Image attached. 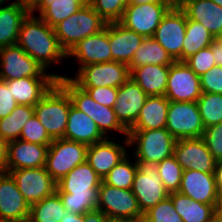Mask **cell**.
<instances>
[{
	"instance_id": "cell-1",
	"label": "cell",
	"mask_w": 222,
	"mask_h": 222,
	"mask_svg": "<svg viewBox=\"0 0 222 222\" xmlns=\"http://www.w3.org/2000/svg\"><path fill=\"white\" fill-rule=\"evenodd\" d=\"M101 182L102 178L85 161L56 183V192L67 212L85 214L96 209Z\"/></svg>"
},
{
	"instance_id": "cell-2",
	"label": "cell",
	"mask_w": 222,
	"mask_h": 222,
	"mask_svg": "<svg viewBox=\"0 0 222 222\" xmlns=\"http://www.w3.org/2000/svg\"><path fill=\"white\" fill-rule=\"evenodd\" d=\"M16 44L45 71L51 63L61 62V59L67 58L54 28L30 13L21 23Z\"/></svg>"
},
{
	"instance_id": "cell-3",
	"label": "cell",
	"mask_w": 222,
	"mask_h": 222,
	"mask_svg": "<svg viewBox=\"0 0 222 222\" xmlns=\"http://www.w3.org/2000/svg\"><path fill=\"white\" fill-rule=\"evenodd\" d=\"M57 83L68 93L72 105L90 116L104 136L106 133L108 134L109 130H115L128 136V131L117 120L113 108L95 102L87 91L77 86L71 78L61 75V78L57 79Z\"/></svg>"
},
{
	"instance_id": "cell-4",
	"label": "cell",
	"mask_w": 222,
	"mask_h": 222,
	"mask_svg": "<svg viewBox=\"0 0 222 222\" xmlns=\"http://www.w3.org/2000/svg\"><path fill=\"white\" fill-rule=\"evenodd\" d=\"M68 93L56 83L34 106V114L54 139L64 138L70 105Z\"/></svg>"
},
{
	"instance_id": "cell-5",
	"label": "cell",
	"mask_w": 222,
	"mask_h": 222,
	"mask_svg": "<svg viewBox=\"0 0 222 222\" xmlns=\"http://www.w3.org/2000/svg\"><path fill=\"white\" fill-rule=\"evenodd\" d=\"M106 24L88 3L53 28L61 47L68 53L82 39L103 30Z\"/></svg>"
},
{
	"instance_id": "cell-6",
	"label": "cell",
	"mask_w": 222,
	"mask_h": 222,
	"mask_svg": "<svg viewBox=\"0 0 222 222\" xmlns=\"http://www.w3.org/2000/svg\"><path fill=\"white\" fill-rule=\"evenodd\" d=\"M125 145H134L135 161H146L158 164L163 159L174 155L176 139L166 128L128 131Z\"/></svg>"
},
{
	"instance_id": "cell-7",
	"label": "cell",
	"mask_w": 222,
	"mask_h": 222,
	"mask_svg": "<svg viewBox=\"0 0 222 222\" xmlns=\"http://www.w3.org/2000/svg\"><path fill=\"white\" fill-rule=\"evenodd\" d=\"M88 146L65 138L54 139L48 147L45 168L57 183L74 167L86 161Z\"/></svg>"
},
{
	"instance_id": "cell-8",
	"label": "cell",
	"mask_w": 222,
	"mask_h": 222,
	"mask_svg": "<svg viewBox=\"0 0 222 222\" xmlns=\"http://www.w3.org/2000/svg\"><path fill=\"white\" fill-rule=\"evenodd\" d=\"M137 172L132 184V192L144 214L157 203L165 200L169 193L165 190L158 174L157 164L136 161Z\"/></svg>"
},
{
	"instance_id": "cell-9",
	"label": "cell",
	"mask_w": 222,
	"mask_h": 222,
	"mask_svg": "<svg viewBox=\"0 0 222 222\" xmlns=\"http://www.w3.org/2000/svg\"><path fill=\"white\" fill-rule=\"evenodd\" d=\"M166 129L176 140L201 138L205 126L197 102L170 101Z\"/></svg>"
},
{
	"instance_id": "cell-10",
	"label": "cell",
	"mask_w": 222,
	"mask_h": 222,
	"mask_svg": "<svg viewBox=\"0 0 222 222\" xmlns=\"http://www.w3.org/2000/svg\"><path fill=\"white\" fill-rule=\"evenodd\" d=\"M186 26V14L176 4L164 15L152 36L174 61H183V43Z\"/></svg>"
},
{
	"instance_id": "cell-11",
	"label": "cell",
	"mask_w": 222,
	"mask_h": 222,
	"mask_svg": "<svg viewBox=\"0 0 222 222\" xmlns=\"http://www.w3.org/2000/svg\"><path fill=\"white\" fill-rule=\"evenodd\" d=\"M76 74L71 80L80 88H119L130 78L128 65L116 61L85 65Z\"/></svg>"
},
{
	"instance_id": "cell-12",
	"label": "cell",
	"mask_w": 222,
	"mask_h": 222,
	"mask_svg": "<svg viewBox=\"0 0 222 222\" xmlns=\"http://www.w3.org/2000/svg\"><path fill=\"white\" fill-rule=\"evenodd\" d=\"M96 209L108 217L143 220L137 199L132 190L109 186L103 181L98 189Z\"/></svg>"
},
{
	"instance_id": "cell-13",
	"label": "cell",
	"mask_w": 222,
	"mask_h": 222,
	"mask_svg": "<svg viewBox=\"0 0 222 222\" xmlns=\"http://www.w3.org/2000/svg\"><path fill=\"white\" fill-rule=\"evenodd\" d=\"M176 4L146 3L127 5L123 17L119 22L144 38L152 37L164 15Z\"/></svg>"
},
{
	"instance_id": "cell-14",
	"label": "cell",
	"mask_w": 222,
	"mask_h": 222,
	"mask_svg": "<svg viewBox=\"0 0 222 222\" xmlns=\"http://www.w3.org/2000/svg\"><path fill=\"white\" fill-rule=\"evenodd\" d=\"M0 80L8 81L23 77H56L61 76L56 74H47L46 71L22 48L13 44L7 47L0 48Z\"/></svg>"
},
{
	"instance_id": "cell-15",
	"label": "cell",
	"mask_w": 222,
	"mask_h": 222,
	"mask_svg": "<svg viewBox=\"0 0 222 222\" xmlns=\"http://www.w3.org/2000/svg\"><path fill=\"white\" fill-rule=\"evenodd\" d=\"M202 94L200 76L184 61L170 65L165 96L169 101L196 102Z\"/></svg>"
},
{
	"instance_id": "cell-16",
	"label": "cell",
	"mask_w": 222,
	"mask_h": 222,
	"mask_svg": "<svg viewBox=\"0 0 222 222\" xmlns=\"http://www.w3.org/2000/svg\"><path fill=\"white\" fill-rule=\"evenodd\" d=\"M8 173L29 205L41 201L56 191V182L45 167L9 170Z\"/></svg>"
},
{
	"instance_id": "cell-17",
	"label": "cell",
	"mask_w": 222,
	"mask_h": 222,
	"mask_svg": "<svg viewBox=\"0 0 222 222\" xmlns=\"http://www.w3.org/2000/svg\"><path fill=\"white\" fill-rule=\"evenodd\" d=\"M174 156L183 171L214 173L217 161L202 138L178 139L174 147Z\"/></svg>"
},
{
	"instance_id": "cell-18",
	"label": "cell",
	"mask_w": 222,
	"mask_h": 222,
	"mask_svg": "<svg viewBox=\"0 0 222 222\" xmlns=\"http://www.w3.org/2000/svg\"><path fill=\"white\" fill-rule=\"evenodd\" d=\"M30 205L8 172L0 173V222H28Z\"/></svg>"
},
{
	"instance_id": "cell-19",
	"label": "cell",
	"mask_w": 222,
	"mask_h": 222,
	"mask_svg": "<svg viewBox=\"0 0 222 222\" xmlns=\"http://www.w3.org/2000/svg\"><path fill=\"white\" fill-rule=\"evenodd\" d=\"M148 96L139 85L129 78L119 88L114 111L120 124L129 131L137 121L140 109Z\"/></svg>"
},
{
	"instance_id": "cell-20",
	"label": "cell",
	"mask_w": 222,
	"mask_h": 222,
	"mask_svg": "<svg viewBox=\"0 0 222 222\" xmlns=\"http://www.w3.org/2000/svg\"><path fill=\"white\" fill-rule=\"evenodd\" d=\"M78 59L80 67L90 64L112 62L111 47L108 37V23L100 32L79 41L68 53L67 57Z\"/></svg>"
},
{
	"instance_id": "cell-21",
	"label": "cell",
	"mask_w": 222,
	"mask_h": 222,
	"mask_svg": "<svg viewBox=\"0 0 222 222\" xmlns=\"http://www.w3.org/2000/svg\"><path fill=\"white\" fill-rule=\"evenodd\" d=\"M178 192L203 204L218 205L219 193L214 173L197 170L183 171Z\"/></svg>"
},
{
	"instance_id": "cell-22",
	"label": "cell",
	"mask_w": 222,
	"mask_h": 222,
	"mask_svg": "<svg viewBox=\"0 0 222 222\" xmlns=\"http://www.w3.org/2000/svg\"><path fill=\"white\" fill-rule=\"evenodd\" d=\"M48 147L49 145H40L20 139L8 142L5 172L45 167Z\"/></svg>"
},
{
	"instance_id": "cell-23",
	"label": "cell",
	"mask_w": 222,
	"mask_h": 222,
	"mask_svg": "<svg viewBox=\"0 0 222 222\" xmlns=\"http://www.w3.org/2000/svg\"><path fill=\"white\" fill-rule=\"evenodd\" d=\"M178 6L190 20L202 24L214 37L222 31V7L212 0H177Z\"/></svg>"
},
{
	"instance_id": "cell-24",
	"label": "cell",
	"mask_w": 222,
	"mask_h": 222,
	"mask_svg": "<svg viewBox=\"0 0 222 222\" xmlns=\"http://www.w3.org/2000/svg\"><path fill=\"white\" fill-rule=\"evenodd\" d=\"M109 45L112 61L129 65L144 37L126 28L120 22L108 23Z\"/></svg>"
},
{
	"instance_id": "cell-25",
	"label": "cell",
	"mask_w": 222,
	"mask_h": 222,
	"mask_svg": "<svg viewBox=\"0 0 222 222\" xmlns=\"http://www.w3.org/2000/svg\"><path fill=\"white\" fill-rule=\"evenodd\" d=\"M6 83L17 104L35 106L57 83V78L23 77Z\"/></svg>"
},
{
	"instance_id": "cell-26",
	"label": "cell",
	"mask_w": 222,
	"mask_h": 222,
	"mask_svg": "<svg viewBox=\"0 0 222 222\" xmlns=\"http://www.w3.org/2000/svg\"><path fill=\"white\" fill-rule=\"evenodd\" d=\"M127 155L124 146H121L106 137L104 140L89 145L86 161L102 179L109 171Z\"/></svg>"
},
{
	"instance_id": "cell-27",
	"label": "cell",
	"mask_w": 222,
	"mask_h": 222,
	"mask_svg": "<svg viewBox=\"0 0 222 222\" xmlns=\"http://www.w3.org/2000/svg\"><path fill=\"white\" fill-rule=\"evenodd\" d=\"M64 138L76 142L93 145L106 138L94 120L82 111L70 105Z\"/></svg>"
},
{
	"instance_id": "cell-28",
	"label": "cell",
	"mask_w": 222,
	"mask_h": 222,
	"mask_svg": "<svg viewBox=\"0 0 222 222\" xmlns=\"http://www.w3.org/2000/svg\"><path fill=\"white\" fill-rule=\"evenodd\" d=\"M132 78L147 96H165L170 66L145 65L129 67Z\"/></svg>"
},
{
	"instance_id": "cell-29",
	"label": "cell",
	"mask_w": 222,
	"mask_h": 222,
	"mask_svg": "<svg viewBox=\"0 0 222 222\" xmlns=\"http://www.w3.org/2000/svg\"><path fill=\"white\" fill-rule=\"evenodd\" d=\"M169 102L166 96H148L129 131L166 128Z\"/></svg>"
},
{
	"instance_id": "cell-30",
	"label": "cell",
	"mask_w": 222,
	"mask_h": 222,
	"mask_svg": "<svg viewBox=\"0 0 222 222\" xmlns=\"http://www.w3.org/2000/svg\"><path fill=\"white\" fill-rule=\"evenodd\" d=\"M173 205L183 222H214L217 219V206L192 200L180 193H170Z\"/></svg>"
},
{
	"instance_id": "cell-31",
	"label": "cell",
	"mask_w": 222,
	"mask_h": 222,
	"mask_svg": "<svg viewBox=\"0 0 222 222\" xmlns=\"http://www.w3.org/2000/svg\"><path fill=\"white\" fill-rule=\"evenodd\" d=\"M87 4L88 0H39L30 10V14L39 9L40 18L50 27H54Z\"/></svg>"
},
{
	"instance_id": "cell-32",
	"label": "cell",
	"mask_w": 222,
	"mask_h": 222,
	"mask_svg": "<svg viewBox=\"0 0 222 222\" xmlns=\"http://www.w3.org/2000/svg\"><path fill=\"white\" fill-rule=\"evenodd\" d=\"M29 13L18 1L0 7V48L16 44L21 23Z\"/></svg>"
},
{
	"instance_id": "cell-33",
	"label": "cell",
	"mask_w": 222,
	"mask_h": 222,
	"mask_svg": "<svg viewBox=\"0 0 222 222\" xmlns=\"http://www.w3.org/2000/svg\"><path fill=\"white\" fill-rule=\"evenodd\" d=\"M175 61L168 52L152 37L144 38L128 67H141L145 65L170 66Z\"/></svg>"
},
{
	"instance_id": "cell-34",
	"label": "cell",
	"mask_w": 222,
	"mask_h": 222,
	"mask_svg": "<svg viewBox=\"0 0 222 222\" xmlns=\"http://www.w3.org/2000/svg\"><path fill=\"white\" fill-rule=\"evenodd\" d=\"M66 212L60 195L55 191L52 195L30 205L28 222H60Z\"/></svg>"
},
{
	"instance_id": "cell-35",
	"label": "cell",
	"mask_w": 222,
	"mask_h": 222,
	"mask_svg": "<svg viewBox=\"0 0 222 222\" xmlns=\"http://www.w3.org/2000/svg\"><path fill=\"white\" fill-rule=\"evenodd\" d=\"M34 115V106L17 105L5 118L0 119V136L8 143L19 139L24 124Z\"/></svg>"
},
{
	"instance_id": "cell-36",
	"label": "cell",
	"mask_w": 222,
	"mask_h": 222,
	"mask_svg": "<svg viewBox=\"0 0 222 222\" xmlns=\"http://www.w3.org/2000/svg\"><path fill=\"white\" fill-rule=\"evenodd\" d=\"M214 39L202 24L187 18L183 43V61L201 49L209 47Z\"/></svg>"
},
{
	"instance_id": "cell-37",
	"label": "cell",
	"mask_w": 222,
	"mask_h": 222,
	"mask_svg": "<svg viewBox=\"0 0 222 222\" xmlns=\"http://www.w3.org/2000/svg\"><path fill=\"white\" fill-rule=\"evenodd\" d=\"M136 172V161L131 163L125 156L109 171L102 181L109 186L130 190L132 188Z\"/></svg>"
},
{
	"instance_id": "cell-38",
	"label": "cell",
	"mask_w": 222,
	"mask_h": 222,
	"mask_svg": "<svg viewBox=\"0 0 222 222\" xmlns=\"http://www.w3.org/2000/svg\"><path fill=\"white\" fill-rule=\"evenodd\" d=\"M196 102L205 128L222 122V94L202 93Z\"/></svg>"
},
{
	"instance_id": "cell-39",
	"label": "cell",
	"mask_w": 222,
	"mask_h": 222,
	"mask_svg": "<svg viewBox=\"0 0 222 222\" xmlns=\"http://www.w3.org/2000/svg\"><path fill=\"white\" fill-rule=\"evenodd\" d=\"M158 174L163 182L165 190L170 194L178 192L181 184L183 169L173 155L163 159L157 164Z\"/></svg>"
},
{
	"instance_id": "cell-40",
	"label": "cell",
	"mask_w": 222,
	"mask_h": 222,
	"mask_svg": "<svg viewBox=\"0 0 222 222\" xmlns=\"http://www.w3.org/2000/svg\"><path fill=\"white\" fill-rule=\"evenodd\" d=\"M88 3L106 23H110L122 19L128 0H88Z\"/></svg>"
},
{
	"instance_id": "cell-41",
	"label": "cell",
	"mask_w": 222,
	"mask_h": 222,
	"mask_svg": "<svg viewBox=\"0 0 222 222\" xmlns=\"http://www.w3.org/2000/svg\"><path fill=\"white\" fill-rule=\"evenodd\" d=\"M142 222H183L168 196L144 213Z\"/></svg>"
},
{
	"instance_id": "cell-42",
	"label": "cell",
	"mask_w": 222,
	"mask_h": 222,
	"mask_svg": "<svg viewBox=\"0 0 222 222\" xmlns=\"http://www.w3.org/2000/svg\"><path fill=\"white\" fill-rule=\"evenodd\" d=\"M19 139L40 145H50L53 141L35 114L24 124Z\"/></svg>"
},
{
	"instance_id": "cell-43",
	"label": "cell",
	"mask_w": 222,
	"mask_h": 222,
	"mask_svg": "<svg viewBox=\"0 0 222 222\" xmlns=\"http://www.w3.org/2000/svg\"><path fill=\"white\" fill-rule=\"evenodd\" d=\"M184 62L197 76H201L215 66L211 46L201 49L187 58Z\"/></svg>"
},
{
	"instance_id": "cell-44",
	"label": "cell",
	"mask_w": 222,
	"mask_h": 222,
	"mask_svg": "<svg viewBox=\"0 0 222 222\" xmlns=\"http://www.w3.org/2000/svg\"><path fill=\"white\" fill-rule=\"evenodd\" d=\"M201 138L215 160H222V122L205 128Z\"/></svg>"
},
{
	"instance_id": "cell-45",
	"label": "cell",
	"mask_w": 222,
	"mask_h": 222,
	"mask_svg": "<svg viewBox=\"0 0 222 222\" xmlns=\"http://www.w3.org/2000/svg\"><path fill=\"white\" fill-rule=\"evenodd\" d=\"M202 93L222 94V66L215 65L200 76Z\"/></svg>"
},
{
	"instance_id": "cell-46",
	"label": "cell",
	"mask_w": 222,
	"mask_h": 222,
	"mask_svg": "<svg viewBox=\"0 0 222 222\" xmlns=\"http://www.w3.org/2000/svg\"><path fill=\"white\" fill-rule=\"evenodd\" d=\"M87 91L91 98L99 103L110 108L116 103L118 88L115 87H97V88H82Z\"/></svg>"
},
{
	"instance_id": "cell-47",
	"label": "cell",
	"mask_w": 222,
	"mask_h": 222,
	"mask_svg": "<svg viewBox=\"0 0 222 222\" xmlns=\"http://www.w3.org/2000/svg\"><path fill=\"white\" fill-rule=\"evenodd\" d=\"M17 105L6 81L0 80V119L8 116Z\"/></svg>"
},
{
	"instance_id": "cell-48",
	"label": "cell",
	"mask_w": 222,
	"mask_h": 222,
	"mask_svg": "<svg viewBox=\"0 0 222 222\" xmlns=\"http://www.w3.org/2000/svg\"><path fill=\"white\" fill-rule=\"evenodd\" d=\"M210 46L214 56L215 65L222 66V39L215 38Z\"/></svg>"
},
{
	"instance_id": "cell-49",
	"label": "cell",
	"mask_w": 222,
	"mask_h": 222,
	"mask_svg": "<svg viewBox=\"0 0 222 222\" xmlns=\"http://www.w3.org/2000/svg\"><path fill=\"white\" fill-rule=\"evenodd\" d=\"M106 217L100 210L95 209L84 214V222H105Z\"/></svg>"
},
{
	"instance_id": "cell-50",
	"label": "cell",
	"mask_w": 222,
	"mask_h": 222,
	"mask_svg": "<svg viewBox=\"0 0 222 222\" xmlns=\"http://www.w3.org/2000/svg\"><path fill=\"white\" fill-rule=\"evenodd\" d=\"M7 142L0 136V173L5 172L7 164Z\"/></svg>"
},
{
	"instance_id": "cell-51",
	"label": "cell",
	"mask_w": 222,
	"mask_h": 222,
	"mask_svg": "<svg viewBox=\"0 0 222 222\" xmlns=\"http://www.w3.org/2000/svg\"><path fill=\"white\" fill-rule=\"evenodd\" d=\"M214 175L217 191L220 194L222 192V160L216 162Z\"/></svg>"
},
{
	"instance_id": "cell-52",
	"label": "cell",
	"mask_w": 222,
	"mask_h": 222,
	"mask_svg": "<svg viewBox=\"0 0 222 222\" xmlns=\"http://www.w3.org/2000/svg\"><path fill=\"white\" fill-rule=\"evenodd\" d=\"M60 222H84V214L66 212L65 216L61 217Z\"/></svg>"
},
{
	"instance_id": "cell-53",
	"label": "cell",
	"mask_w": 222,
	"mask_h": 222,
	"mask_svg": "<svg viewBox=\"0 0 222 222\" xmlns=\"http://www.w3.org/2000/svg\"><path fill=\"white\" fill-rule=\"evenodd\" d=\"M146 3H177V0H128V5H140Z\"/></svg>"
},
{
	"instance_id": "cell-54",
	"label": "cell",
	"mask_w": 222,
	"mask_h": 222,
	"mask_svg": "<svg viewBox=\"0 0 222 222\" xmlns=\"http://www.w3.org/2000/svg\"><path fill=\"white\" fill-rule=\"evenodd\" d=\"M105 222H142V220H134L129 218L106 217Z\"/></svg>"
},
{
	"instance_id": "cell-55",
	"label": "cell",
	"mask_w": 222,
	"mask_h": 222,
	"mask_svg": "<svg viewBox=\"0 0 222 222\" xmlns=\"http://www.w3.org/2000/svg\"><path fill=\"white\" fill-rule=\"evenodd\" d=\"M29 11L39 2V0H16Z\"/></svg>"
},
{
	"instance_id": "cell-56",
	"label": "cell",
	"mask_w": 222,
	"mask_h": 222,
	"mask_svg": "<svg viewBox=\"0 0 222 222\" xmlns=\"http://www.w3.org/2000/svg\"><path fill=\"white\" fill-rule=\"evenodd\" d=\"M217 209H222V192L219 194V201H218Z\"/></svg>"
},
{
	"instance_id": "cell-57",
	"label": "cell",
	"mask_w": 222,
	"mask_h": 222,
	"mask_svg": "<svg viewBox=\"0 0 222 222\" xmlns=\"http://www.w3.org/2000/svg\"><path fill=\"white\" fill-rule=\"evenodd\" d=\"M217 218L222 222V209H217Z\"/></svg>"
},
{
	"instance_id": "cell-58",
	"label": "cell",
	"mask_w": 222,
	"mask_h": 222,
	"mask_svg": "<svg viewBox=\"0 0 222 222\" xmlns=\"http://www.w3.org/2000/svg\"><path fill=\"white\" fill-rule=\"evenodd\" d=\"M214 3H216L218 6L222 7V0H212Z\"/></svg>"
},
{
	"instance_id": "cell-59",
	"label": "cell",
	"mask_w": 222,
	"mask_h": 222,
	"mask_svg": "<svg viewBox=\"0 0 222 222\" xmlns=\"http://www.w3.org/2000/svg\"><path fill=\"white\" fill-rule=\"evenodd\" d=\"M217 39H222V31H221L220 35L217 37Z\"/></svg>"
},
{
	"instance_id": "cell-60",
	"label": "cell",
	"mask_w": 222,
	"mask_h": 222,
	"mask_svg": "<svg viewBox=\"0 0 222 222\" xmlns=\"http://www.w3.org/2000/svg\"><path fill=\"white\" fill-rule=\"evenodd\" d=\"M6 0H0V5H2L3 3H5Z\"/></svg>"
},
{
	"instance_id": "cell-61",
	"label": "cell",
	"mask_w": 222,
	"mask_h": 222,
	"mask_svg": "<svg viewBox=\"0 0 222 222\" xmlns=\"http://www.w3.org/2000/svg\"><path fill=\"white\" fill-rule=\"evenodd\" d=\"M214 222H221L218 218Z\"/></svg>"
}]
</instances>
